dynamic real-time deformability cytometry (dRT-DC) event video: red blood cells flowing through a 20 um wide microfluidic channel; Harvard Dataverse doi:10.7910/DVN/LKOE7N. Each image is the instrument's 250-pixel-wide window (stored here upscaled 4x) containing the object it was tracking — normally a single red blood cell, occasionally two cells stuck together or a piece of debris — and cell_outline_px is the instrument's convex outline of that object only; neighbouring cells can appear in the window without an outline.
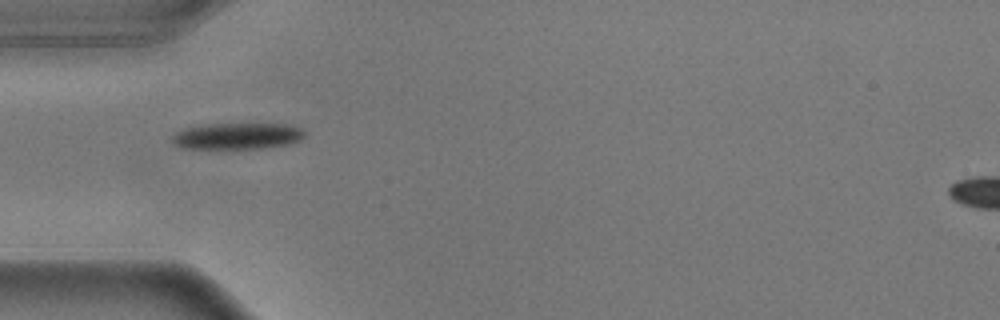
{"species": "common noctule bat (a hibernating species)", "species_latin": "Nyctalus noctula", "temperature_condition": "warm", "stored_images_in_passage": 32, "camera_frame_rate_fps": 3000, "um_per_image_px": 0.085, "animal": {"sex": "male", "body_mass_g": 17.9}, "frame": {"image": 1, "passage_image": 1, "time_ms": 0.0, "image_size_px": [1000, 320], "cell_outline_px": [[304, 136], [300, 140], [292, 144], [264, 148], [180, 148], [172, 144], [172, 136], [176, 132], [184, 128], [204, 124], [288, 124], [300, 128], [304, 132]], "centroid_in_image_um": [20.15, 11.56], "position_along_channel_um": 64.8, "area_um2": 20.46}}
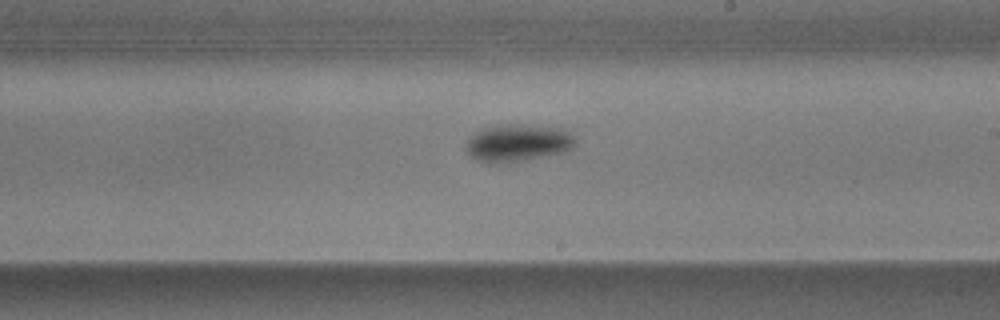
{"frame": {"image": 2, "passage_image": 16, "time_ms": 5.0, "image_size_px": [1000, 320], "cell_outline_px": [[576, 144], [572, 148], [564, 152], [508, 164], [488, 164], [476, 160], [464, 148], [468, 140], [476, 132], [484, 128], [500, 124], [524, 124], [564, 128], [576, 140]], "centroid_in_image_um": [44.01, 12.16], "position_along_channel_um": 245.0, "area_um2": 24.28}}
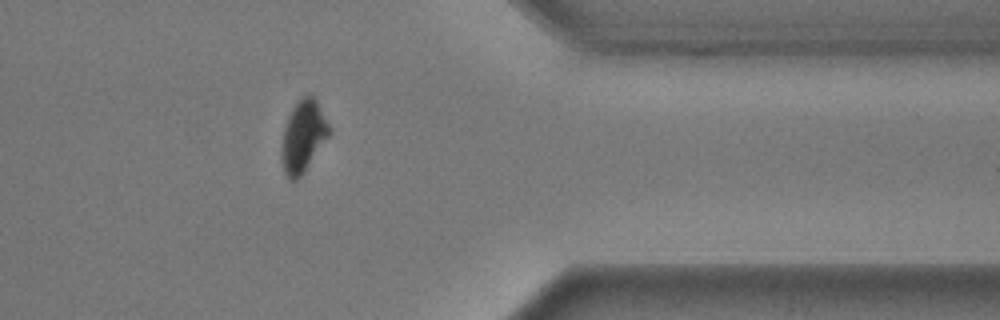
{"frame": {"image": 3, "passage_image": 29, "time_ms": 9.333, "image_size_px": [1000, 320], "cell_outline_px": [[332, 132], [300, 176], [296, 180], [288, 180], [284, 172], [280, 160], [280, 148], [284, 128], [288, 116], [292, 108], [308, 92], [316, 100], [332, 128]], "centroid_in_image_um": [25.76, 11.59], "position_along_channel_um": 385.6, "area_um2": 20.0}, "authors_computed_cell_mechanics": {"area_um2": 22.1952, "velocity_mm_per_s": 3.6023, "shape_relaxation_time_tau1_ms": 1.9323, "shape_relaxation_time_tau2_ms": null, "deformation_change_tau1": 0.1653, "deformation_change_tau2": null}}